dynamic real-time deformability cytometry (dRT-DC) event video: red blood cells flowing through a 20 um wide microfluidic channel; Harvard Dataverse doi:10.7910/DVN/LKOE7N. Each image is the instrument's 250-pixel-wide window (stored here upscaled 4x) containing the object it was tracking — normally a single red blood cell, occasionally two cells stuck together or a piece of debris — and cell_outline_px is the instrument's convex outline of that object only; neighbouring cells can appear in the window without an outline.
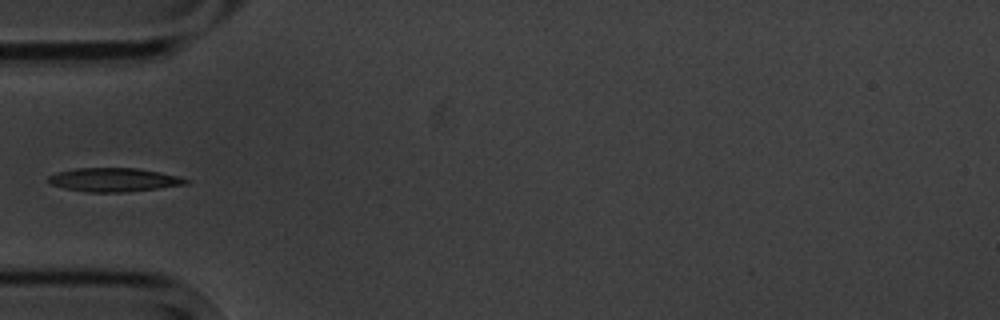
{"species": "common noctule bat (a hibernating species)", "species_latin": "Nyctalus noctula", "temperature_condition": "cold", "stored_images_in_passage": 7, "camera_frame_rate_fps": 3000, "um_per_image_px": 0.085, "animal": {"sex": "male", "body_mass_g": 20.1, "forearm_length_mm": 53.5}, "frame": {"image": 1, "passage_image": 5, "time_ms": 4.667, "image_size_px": [1000, 320], "cell_outline_px": [[192, 180], [188, 184], [160, 188], [124, 192], [88, 192], [64, 188], [52, 184], [48, 180], [48, 176], [56, 172], [76, 168], [136, 168], [160, 172]], "centroid_in_image_um": [9.7, 15.28], "position_along_channel_um": 75.3, "area_um2": 18.96}}
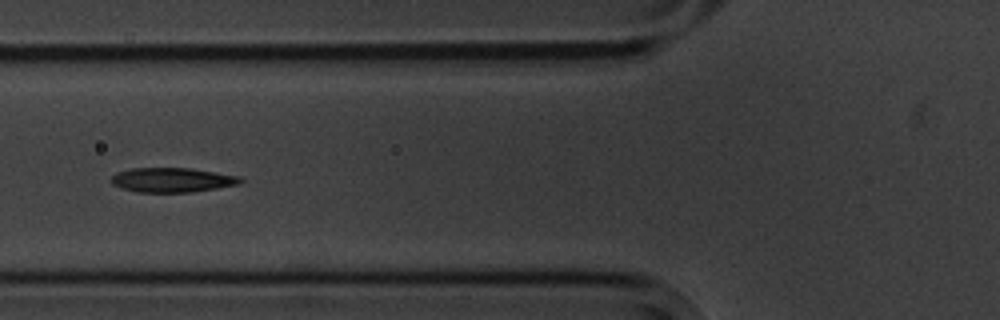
{"frame": {"image": 2, "passage_image": 6, "time_ms": 5.667, "image_size_px": [1000, 320], "cell_outline_px": [[244, 180], [240, 184], [192, 192], [136, 192], [120, 188], [112, 184], [108, 180], [116, 172], [132, 168], [192, 168], [240, 176]], "centroid_in_image_um": [14.61, 15.29], "position_along_channel_um": 111.2, "area_um2": 18.67}}
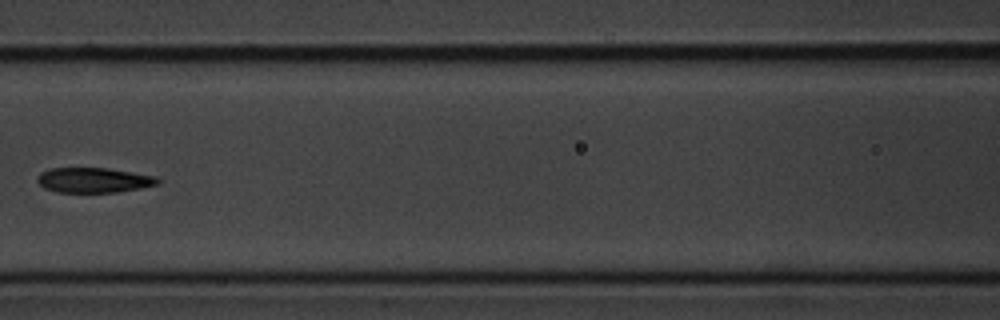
{"frame": {"image": 3, "passage_image": 7, "time_ms": 7.0, "image_size_px": [1000, 320], "cell_outline_px": [[160, 184], [140, 188], [116, 192], [56, 192], [44, 188], [36, 180], [36, 176], [40, 172], [48, 168], [108, 168], [156, 176], [160, 180]], "centroid_in_image_um": [7.94, 15.3], "position_along_channel_um": 158.7, "area_um2": 17.69}}